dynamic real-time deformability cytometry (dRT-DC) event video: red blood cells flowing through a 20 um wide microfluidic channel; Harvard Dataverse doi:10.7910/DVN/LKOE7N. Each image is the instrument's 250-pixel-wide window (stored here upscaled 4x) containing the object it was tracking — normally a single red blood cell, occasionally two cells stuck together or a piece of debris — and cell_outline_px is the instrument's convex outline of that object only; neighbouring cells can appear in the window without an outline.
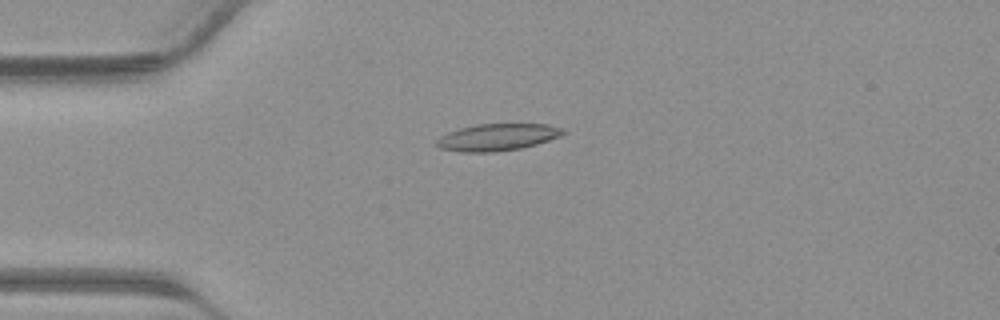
{"species": "common noctule bat (a hibernating species)", "species_latin": "Nyctalus noctula", "temperature_condition": "warm", "stored_images_in_passage": 31, "camera_frame_rate_fps": 3000, "um_per_image_px": 0.085, "animal": {"sex": "male", "body_mass_g": 23.1, "forearm_length_mm": 52.7}, "frame": {"image": 1, "passage_image": 1, "time_ms": 0.0, "image_size_px": [1000, 320], "cell_outline_px": [[568, 132], [560, 136], [536, 144], [520, 148], [496, 152], [464, 152], [440, 148], [436, 144], [436, 140], [440, 136], [448, 132], [460, 128], [476, 124], [548, 124], [564, 128]], "centroid_in_image_um": [42.3, 11.65], "position_along_channel_um": 42.7, "area_um2": 19.88}}
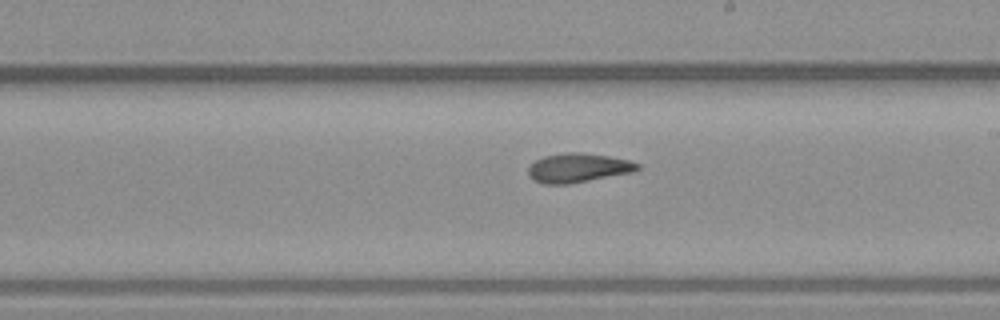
{"frame": {"image": 2, "passage_image": 14, "time_ms": 4.333, "image_size_px": [1000, 320], "cell_outline_px": [[640, 168], [632, 172], [568, 184], [544, 184], [532, 180], [528, 172], [528, 168], [536, 160], [544, 156], [564, 152], [580, 152], [608, 156], [628, 160], [640, 164]], "centroid_in_image_um": [49.11, 14.26], "position_along_channel_um": 239.9, "area_um2": 18.44}}
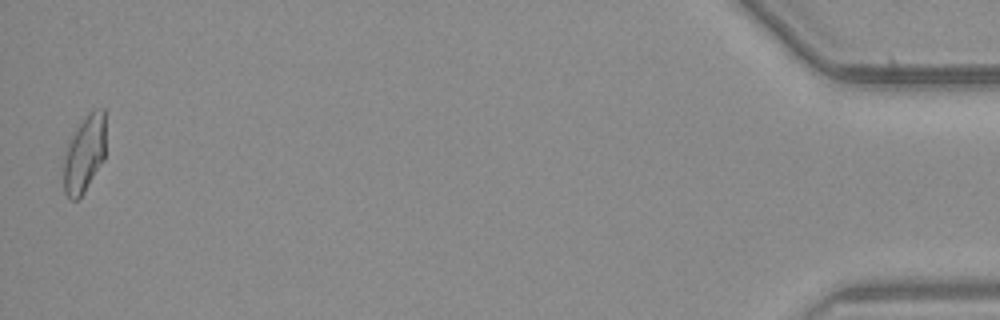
{"frame": {"image": 3, "passage_image": 31, "time_ms": 10.0, "image_size_px": [1000, 320], "cell_outline_px": [[104, 160], [84, 192], [76, 200], [72, 200], [64, 192], [64, 156], [68, 144], [72, 136], [80, 124], [92, 108], [104, 108]], "centroid_in_image_um": [7.18, 13.08], "position_along_channel_um": 428.0, "area_um2": 18.55}}